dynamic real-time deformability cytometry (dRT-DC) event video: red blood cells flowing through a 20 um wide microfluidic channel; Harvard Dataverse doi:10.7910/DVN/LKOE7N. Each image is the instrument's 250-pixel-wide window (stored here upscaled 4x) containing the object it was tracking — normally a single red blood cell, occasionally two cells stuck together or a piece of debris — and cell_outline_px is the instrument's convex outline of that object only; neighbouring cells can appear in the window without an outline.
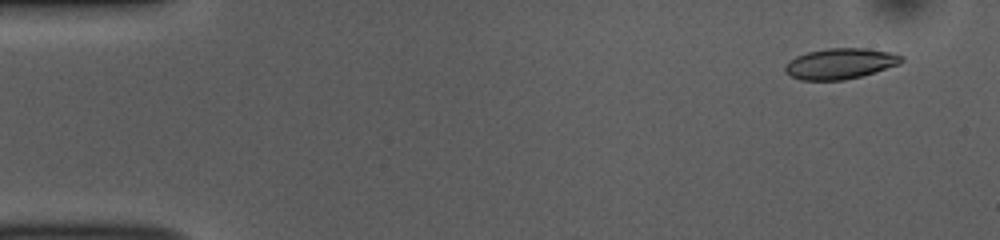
{"species": "common noctule bat (a hibernating species)", "species_latin": "Nyctalus noctula", "temperature_condition": "room temperature", "stored_images_in_passage": 52, "camera_frame_rate_fps": 3000, "um_per_image_px": 0.085, "animal": {"sex": "female", "body_mass_g": 10.0, "forearm_length_mm": 53.1}, "frame": {"image": 1, "passage_image": 4, "time_ms": 1.0, "image_size_px": [1000, 240], "cell_outline_px": [[904, 60], [900, 64], [860, 76], [844, 80], [800, 80], [784, 72], [784, 64], [788, 60], [796, 56], [808, 52], [828, 48], [868, 48], [892, 52], [904, 56]], "centroid_in_image_um": [71.41, 5.4], "position_along_channel_um": 13.6, "area_um2": 20.98}}
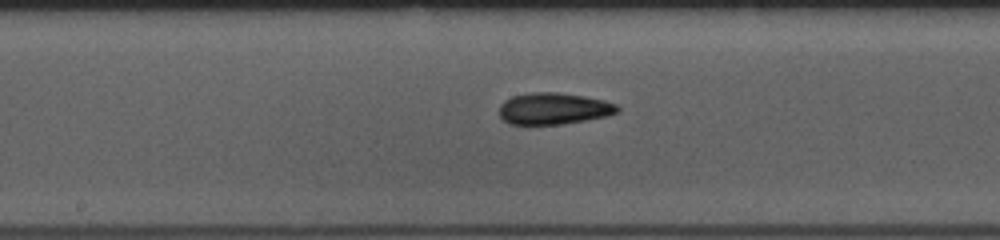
{"frame": {"image": 2, "passage_image": 27, "time_ms": 8.667, "image_size_px": [1000, 240], "cell_outline_px": [[620, 112], [608, 116], [560, 124], [508, 124], [500, 116], [500, 104], [504, 100], [512, 96], [532, 92], [556, 92], [584, 96], [604, 100], [616, 104], [620, 108]], "centroid_in_image_um": [47.07, 9.22], "position_along_channel_um": 201.1, "area_um2": 21.79}}
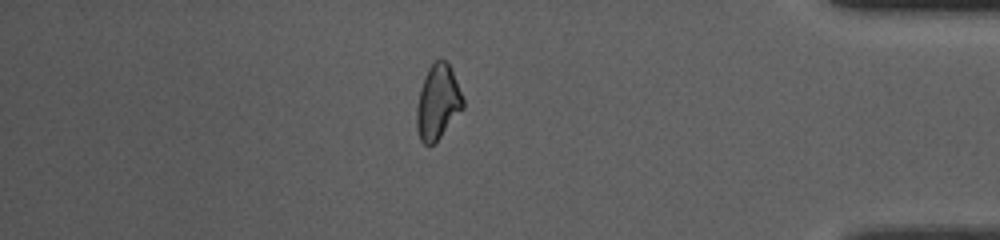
{"frame": {"image": 3, "passage_image": 45, "time_ms": 14.667, "image_size_px": [1000, 240], "cell_outline_px": [[464, 108], [436, 144], [428, 148], [420, 140], [416, 128], [416, 108], [420, 88], [428, 68], [440, 56], [448, 64], [452, 72], [464, 100]], "centroid_in_image_um": [37.19, 8.76], "position_along_channel_um": 398.0, "area_um2": 20.52}, "authors_computed_cell_mechanics": {"area_um2": 20.8369, "velocity_mm_per_s": 3.849, "shape_relaxation_time_tau1_ms": 3.1497, "shape_relaxation_time_tau2_ms": 4.2905, "deformation_change_tau1": 0.0993, "deformation_change_tau2": 0.1041}}